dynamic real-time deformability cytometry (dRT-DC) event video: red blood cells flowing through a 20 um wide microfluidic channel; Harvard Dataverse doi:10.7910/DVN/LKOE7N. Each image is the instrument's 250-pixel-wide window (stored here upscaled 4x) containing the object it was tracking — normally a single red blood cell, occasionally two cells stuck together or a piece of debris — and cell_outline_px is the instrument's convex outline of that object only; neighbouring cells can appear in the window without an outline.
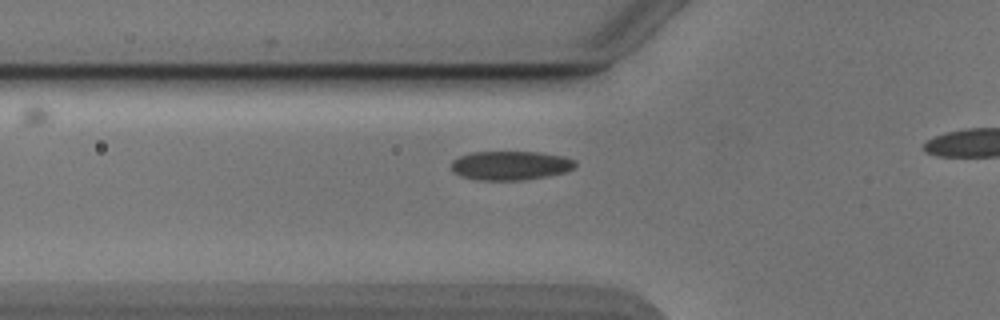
{"species": "Egyptian fruit bat (a non-hibernating species)", "species_latin": "Rousettus aegyptiacus", "temperature_condition": "cold", "stored_images_in_passage": 28, "camera_frame_rate_fps": 3000, "um_per_image_px": 0.085, "animal": {"sex": "male"}, "frame": {"image": 1, "passage_image": 3, "time_ms": 0.667, "image_size_px": [1000, 320], "cell_outline_px": [[576, 164], [572, 168], [564, 172], [548, 176], [524, 180], [476, 180], [460, 176], [452, 172], [452, 160], [460, 156], [472, 152], [540, 152], [564, 156], [576, 160]], "centroid_in_image_um": [43.38, 14.07], "position_along_channel_um": 82.4, "area_um2": 21.1}}
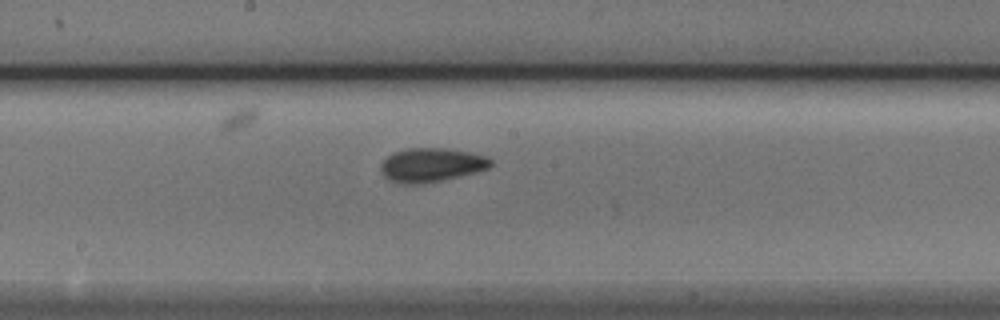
{"frame": {"image": 2, "passage_image": 13, "time_ms": 4.0, "image_size_px": [1000, 320], "cell_outline_px": [[492, 164], [488, 168], [476, 172], [444, 180], [420, 184], [400, 184], [388, 180], [380, 172], [380, 164], [392, 152], [408, 148], [448, 148], [468, 152], [484, 156], [492, 160]], "centroid_in_image_um": [36.62, 14.03], "position_along_channel_um": 211.6, "area_um2": 21.91}}
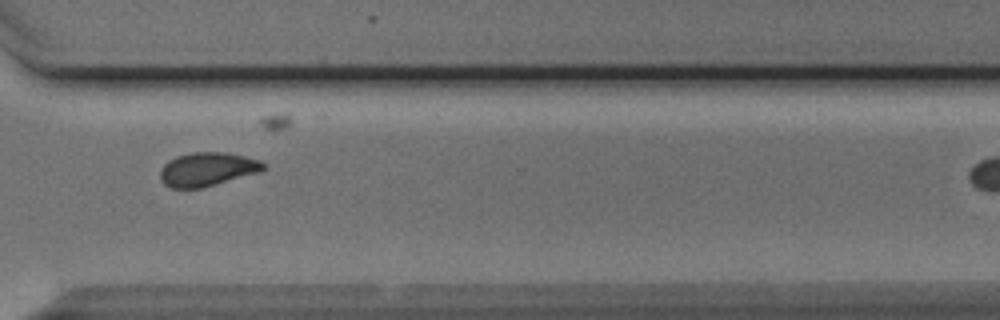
{"frame": {"image": 3, "passage_image": 24, "time_ms": 7.667, "image_size_px": [1000, 320], "cell_outline_px": [[264, 168], [260, 172], [200, 188], [172, 188], [164, 184], [160, 180], [160, 168], [168, 160], [176, 156], [192, 152], [228, 152], [260, 160], [264, 164]], "centroid_in_image_um": [17.59, 14.37], "position_along_channel_um": 353.0, "area_um2": 20.29}}